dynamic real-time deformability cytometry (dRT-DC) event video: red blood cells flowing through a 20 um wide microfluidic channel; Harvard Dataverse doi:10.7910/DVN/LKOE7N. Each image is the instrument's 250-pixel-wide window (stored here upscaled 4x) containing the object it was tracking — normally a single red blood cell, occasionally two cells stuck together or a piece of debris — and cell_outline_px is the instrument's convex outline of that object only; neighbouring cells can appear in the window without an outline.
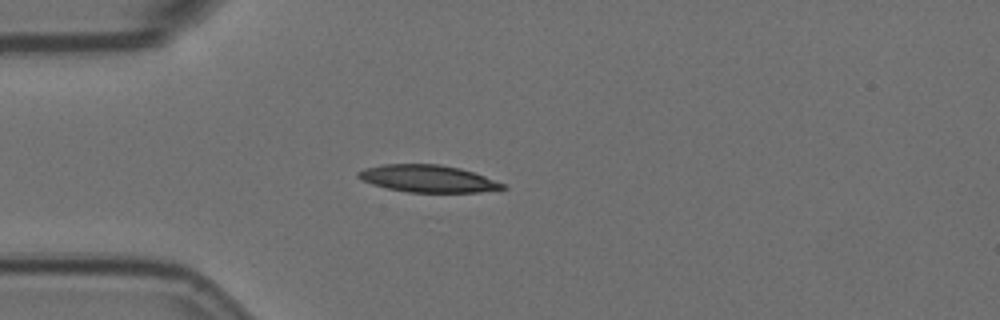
{"species": "Egyptian fruit bat (a non-hibernating species)", "species_latin": "Rousettus aegyptiacus", "temperature_condition": "room temperature", "stored_images_in_passage": 5, "camera_frame_rate_fps": 3000, "um_per_image_px": 0.085, "animal": {"sex": "female"}, "frame": {"image": 1, "passage_image": 4, "time_ms": 1.0, "image_size_px": [1000, 320], "cell_outline_px": [[508, 188], [480, 192], [408, 192], [388, 188], [372, 184], [360, 180], [356, 176], [356, 172], [364, 168], [380, 164], [440, 164], [460, 168], [484, 176], [504, 184]], "centroid_in_image_um": [36.31, 15.18], "position_along_channel_um": 48.7, "area_um2": 22.89}}